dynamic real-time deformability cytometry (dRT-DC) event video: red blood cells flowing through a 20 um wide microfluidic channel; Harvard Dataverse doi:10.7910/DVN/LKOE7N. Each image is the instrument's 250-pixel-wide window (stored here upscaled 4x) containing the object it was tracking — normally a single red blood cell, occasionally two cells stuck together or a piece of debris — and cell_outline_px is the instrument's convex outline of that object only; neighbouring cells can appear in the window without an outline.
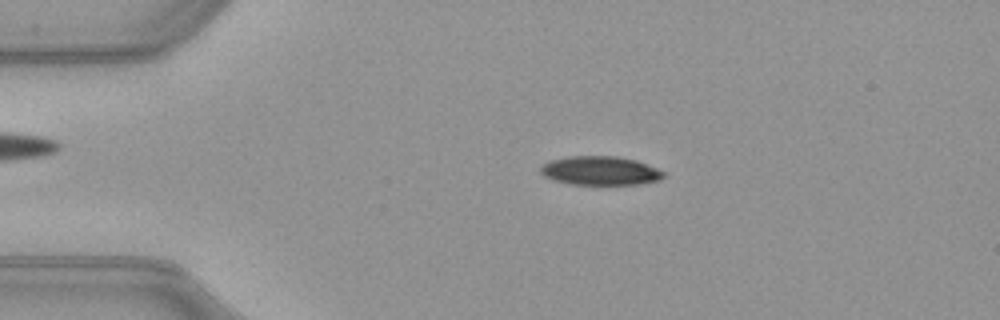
{"species": "common noctule bat (a hibernating species)", "species_latin": "Nyctalus noctula", "temperature_condition": "warm", "stored_images_in_passage": 47, "camera_frame_rate_fps": 3000, "um_per_image_px": 0.085, "animal": {"sex": "female", "body_mass_g": 21.9}, "frame": {"image": 1, "passage_image": 7, "time_ms": 2.0, "image_size_px": [1000, 320], "cell_outline_px": [[664, 176], [660, 180], [640, 184], [568, 184], [552, 180], [544, 176], [540, 172], [540, 168], [548, 160], [568, 156], [616, 156], [636, 160], [656, 168], [664, 172]], "centroid_in_image_um": [50.98, 14.51], "position_along_channel_um": 34.0, "area_um2": 20.75}}
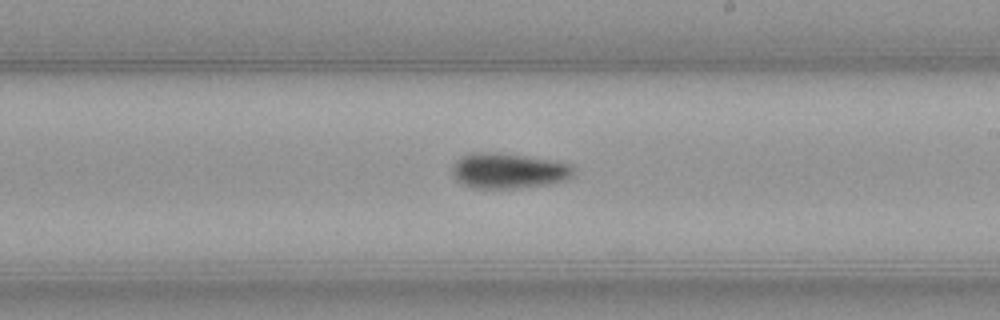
{"frame": {"image": 2, "passage_image": 26, "time_ms": 8.333, "image_size_px": [1000, 320], "cell_outline_px": [[572, 176], [564, 180], [544, 184], [512, 188], [472, 188], [456, 180], [452, 172], [452, 168], [456, 160], [460, 156], [468, 152], [496, 152], [524, 156], [572, 164]], "centroid_in_image_um": [43.13, 14.5], "position_along_channel_um": 245.9, "area_um2": 24.68}}
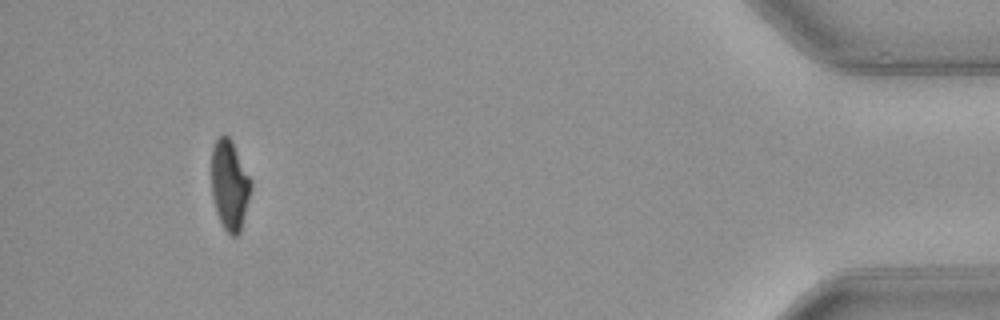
{"frame": {"image": 3, "passage_image": 44, "time_ms": 14.333, "image_size_px": [1000, 320], "cell_outline_px": [[252, 188], [240, 232], [236, 236], [232, 236], [224, 228], [220, 220], [212, 196], [212, 148], [216, 140], [224, 132], [232, 140], [252, 180]], "centroid_in_image_um": [19.54, 15.69], "position_along_channel_um": 415.7, "area_um2": 20.69}, "authors_computed_cell_mechanics": {"area_um2": 22.6576, "velocity_mm_per_s": 4.022, "shape_relaxation_time_tau1_ms": 3.534, "shape_relaxation_time_tau2_ms": 5.399, "deformation_change_tau1": 0.148, "deformation_change_tau2": 0.1102}}